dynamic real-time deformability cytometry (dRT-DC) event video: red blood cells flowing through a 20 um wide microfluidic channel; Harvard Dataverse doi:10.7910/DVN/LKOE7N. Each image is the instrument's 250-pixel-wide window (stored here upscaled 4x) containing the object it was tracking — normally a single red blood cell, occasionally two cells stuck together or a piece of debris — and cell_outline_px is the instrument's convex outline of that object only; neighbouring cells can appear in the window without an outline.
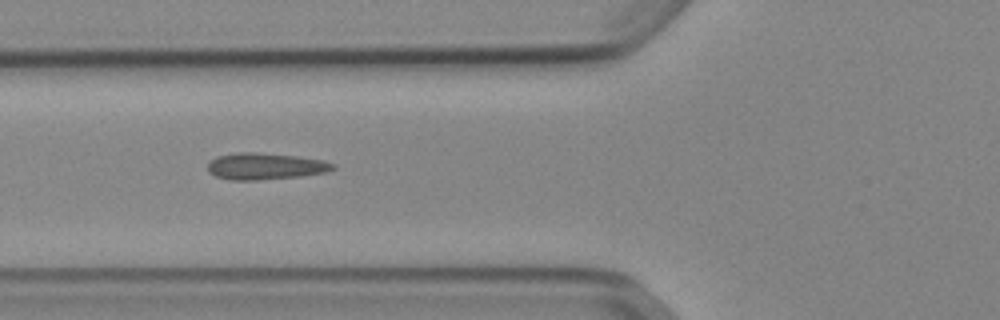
{"species": "Egyptian fruit bat (a non-hibernating species)", "species_latin": "Rousettus aegyptiacus", "temperature_condition": "cold", "stored_images_in_passage": 26, "camera_frame_rate_fps": 3000, "um_per_image_px": 0.085, "animal": {"sex": "female"}, "frame": {"image": 1, "passage_image": 8, "time_ms": 2.333, "image_size_px": [1000, 320], "cell_outline_px": [[336, 168], [328, 172], [300, 176], [256, 180], [228, 180], [216, 176], [208, 172], [208, 164], [216, 156], [236, 152], [256, 152], [296, 156], [324, 160], [336, 164]], "centroid_in_image_um": [22.56, 14.13], "position_along_channel_um": 103.2, "area_um2": 19.54}}